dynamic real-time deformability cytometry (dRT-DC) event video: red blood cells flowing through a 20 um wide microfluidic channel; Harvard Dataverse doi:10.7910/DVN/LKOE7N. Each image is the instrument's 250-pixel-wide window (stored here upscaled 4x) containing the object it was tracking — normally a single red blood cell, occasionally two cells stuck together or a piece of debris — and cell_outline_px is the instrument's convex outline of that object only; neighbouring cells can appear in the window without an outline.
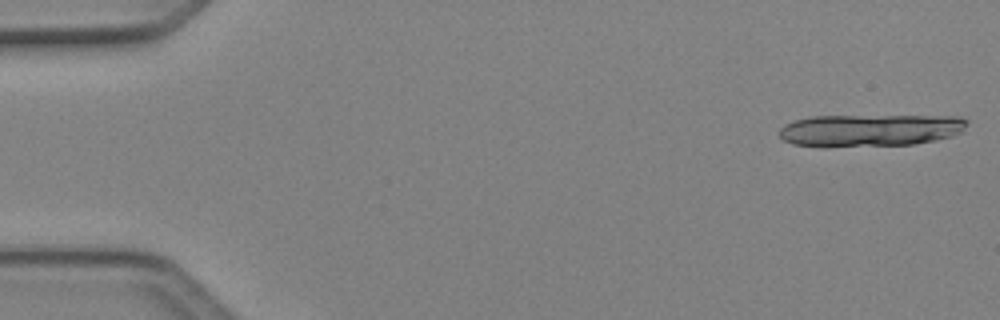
{"species": "Egyptian fruit bat (a non-hibernating species)", "species_latin": "Rousettus aegyptiacus", "temperature_condition": "cold", "stored_images_in_passage": 5, "camera_frame_rate_fps": 3000, "um_per_image_px": 0.085, "animal": {"sex": "female"}, "frame": {"image": 1, "passage_image": 1, "time_ms": 0.0, "image_size_px": [1000, 320], "cell_outline_px": [[968, 124], [964, 132], [952, 136], [936, 140], [912, 144], [792, 144], [784, 140], [780, 136], [780, 128], [784, 124], [796, 120], [812, 116], [960, 116], [968, 120]], "centroid_in_image_um": [74.09, 11.02], "position_along_channel_um": 10.9, "area_um2": 34.22}}
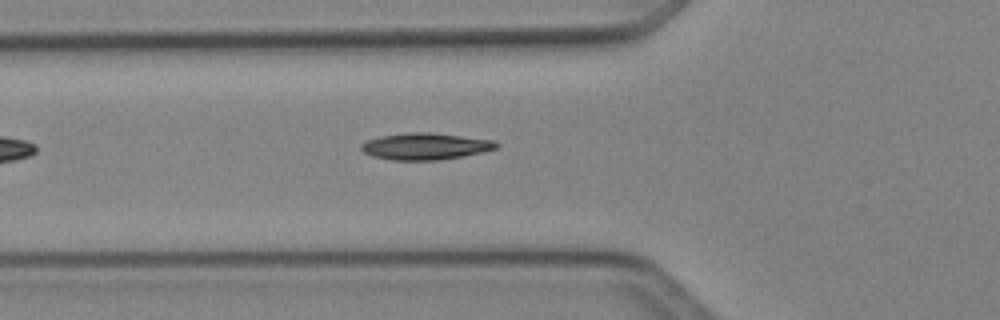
{"frame": {"image": 2, "passage_image": 5, "time_ms": 1.333, "image_size_px": [1000, 320], "cell_outline_px": [[500, 144], [496, 148], [484, 152], [464, 156], [440, 160], [392, 160], [372, 156], [364, 152], [360, 148], [360, 144], [368, 140], [380, 136], [408, 132], [428, 132], [492, 140]], "centroid_in_image_um": [36.14, 12.44], "position_along_channel_um": 89.7, "area_um2": 20.98}}